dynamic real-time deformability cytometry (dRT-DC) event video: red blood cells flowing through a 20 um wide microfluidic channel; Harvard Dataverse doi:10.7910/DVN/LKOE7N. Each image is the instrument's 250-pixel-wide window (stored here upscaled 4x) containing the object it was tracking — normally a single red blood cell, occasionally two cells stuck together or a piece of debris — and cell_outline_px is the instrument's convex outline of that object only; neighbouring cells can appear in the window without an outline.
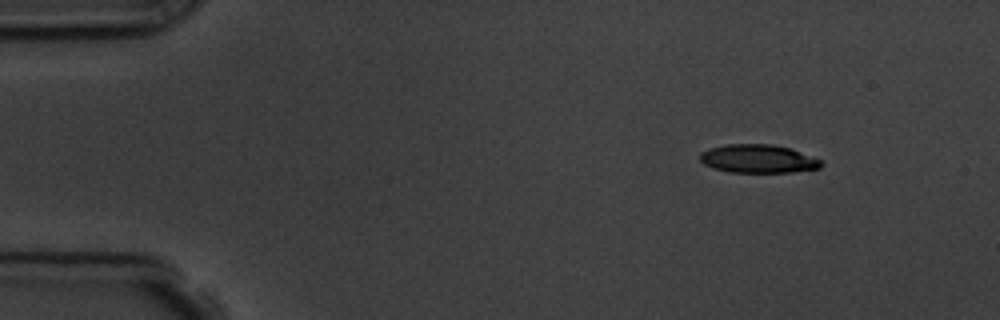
{"species": "common noctule bat (a hibernating species)", "species_latin": "Nyctalus noctula", "temperature_condition": "room temperature", "stored_images_in_passage": 9, "camera_frame_rate_fps": 3000, "um_per_image_px": 0.085, "animal": {"sex": "male", "body_mass_g": 19.5, "forearm_length_mm": 54.6}, "frame": {"image": 1, "passage_image": 1, "time_ms": 0.0, "image_size_px": [1000, 320], "cell_outline_px": [[824, 164], [820, 168], [792, 172], [728, 172], [712, 168], [704, 164], [700, 160], [700, 152], [708, 148], [728, 144], [772, 144], [792, 148], [820, 160]], "centroid_in_image_um": [64.42, 13.49], "position_along_channel_um": 20.6, "area_um2": 20.17}}
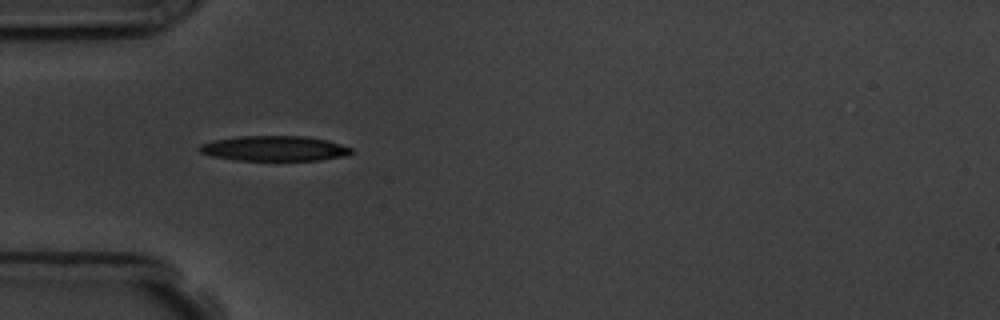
{"frame": {"image": 2, "passage_image": 4, "time_ms": 3.333, "image_size_px": [1000, 320], "cell_outline_px": [[352, 152], [348, 156], [320, 160], [236, 160], [212, 156], [200, 152], [200, 144], [212, 140], [236, 136], [308, 136], [328, 140], [352, 148]], "centroid_in_image_um": [23.34, 12.61], "position_along_channel_um": 61.7, "area_um2": 22.37}}
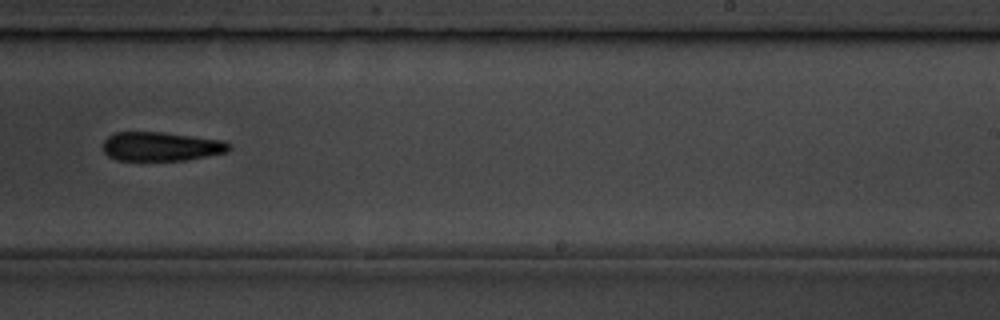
{"frame": {"image": 3, "passage_image": 9, "time_ms": 9.0, "image_size_px": [1000, 320], "cell_outline_px": [[232, 148], [228, 152], [184, 160], [116, 160], [108, 156], [104, 152], [104, 140], [108, 136], [116, 132], [164, 132], [224, 140], [232, 144]], "centroid_in_image_um": [13.73, 12.44], "position_along_channel_um": 275.3, "area_um2": 21.44}}